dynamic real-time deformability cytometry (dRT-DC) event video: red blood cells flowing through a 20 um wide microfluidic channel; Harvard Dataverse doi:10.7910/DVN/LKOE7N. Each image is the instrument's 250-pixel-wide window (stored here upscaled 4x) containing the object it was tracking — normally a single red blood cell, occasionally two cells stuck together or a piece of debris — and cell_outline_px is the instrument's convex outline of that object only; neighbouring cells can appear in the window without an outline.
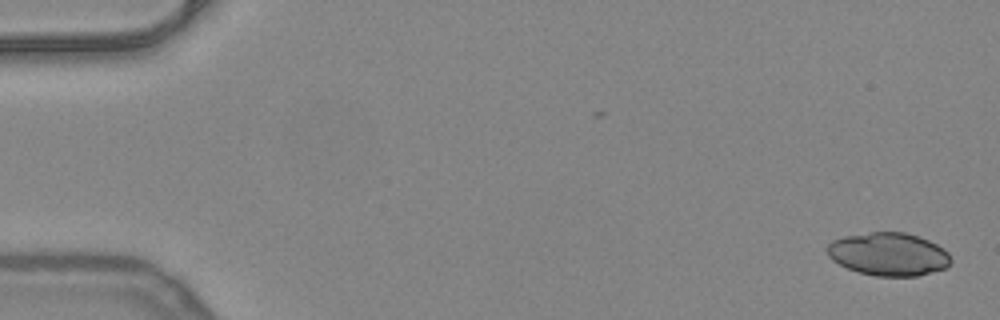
{"species": "common noctule bat (a hibernating species)", "species_latin": "Nyctalus noctula", "temperature_condition": "warm", "stored_images_in_passage": 52, "camera_frame_rate_fps": 3000, "um_per_image_px": 0.085, "animal": {"sex": "female", "body_mass_g": 24.6, "forearm_length_mm": 56.2}, "frame": {"image": 1, "passage_image": 1, "time_ms": 0.0, "image_size_px": [1000, 320], "cell_outline_px": [[952, 260], [944, 268], [920, 276], [876, 276], [860, 272], [848, 268], [832, 260], [828, 256], [828, 244], [832, 240], [844, 236], [872, 232], [904, 232], [920, 236], [944, 248], [948, 252]], "centroid_in_image_um": [75.54, 21.6], "position_along_channel_um": 9.5, "area_um2": 30.98}}